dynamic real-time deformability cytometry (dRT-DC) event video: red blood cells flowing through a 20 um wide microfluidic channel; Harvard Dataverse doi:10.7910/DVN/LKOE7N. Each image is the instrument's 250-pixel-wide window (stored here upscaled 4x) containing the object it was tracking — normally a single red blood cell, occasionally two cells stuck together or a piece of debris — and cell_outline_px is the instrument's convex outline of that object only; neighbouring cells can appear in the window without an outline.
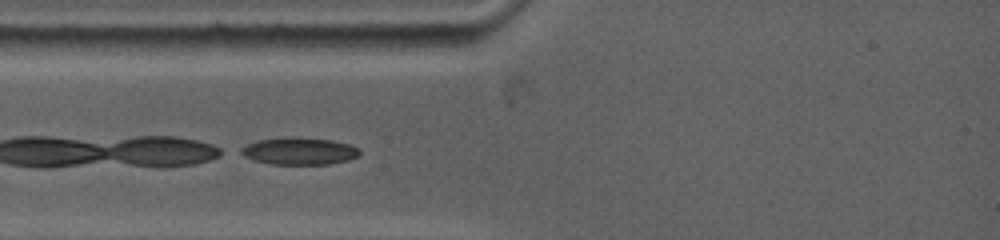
{"species": "common noctule bat (a hibernating species)", "species_latin": "Nyctalus noctula", "temperature_condition": "warm", "stored_images_in_passage": 26, "camera_frame_rate_fps": 5000, "um_per_image_px": 0.085, "animal": {"sex": "female", "body_mass_g": 19.0, "forearm_length_mm": 53.3}, "frame": {"image": 1, "passage_image": 1, "time_ms": 0.0, "image_size_px": [1000, 240], "cell_outline_px": [[360, 152], [356, 156], [348, 160], [328, 164], [268, 164], [244, 156], [236, 152], [240, 148], [248, 144], [260, 140], [280, 136], [296, 136], [332, 140], [348, 144], [356, 148]], "centroid_in_image_um": [25.37, 12.82], "position_along_channel_um": 59.6, "area_um2": 18.9}}